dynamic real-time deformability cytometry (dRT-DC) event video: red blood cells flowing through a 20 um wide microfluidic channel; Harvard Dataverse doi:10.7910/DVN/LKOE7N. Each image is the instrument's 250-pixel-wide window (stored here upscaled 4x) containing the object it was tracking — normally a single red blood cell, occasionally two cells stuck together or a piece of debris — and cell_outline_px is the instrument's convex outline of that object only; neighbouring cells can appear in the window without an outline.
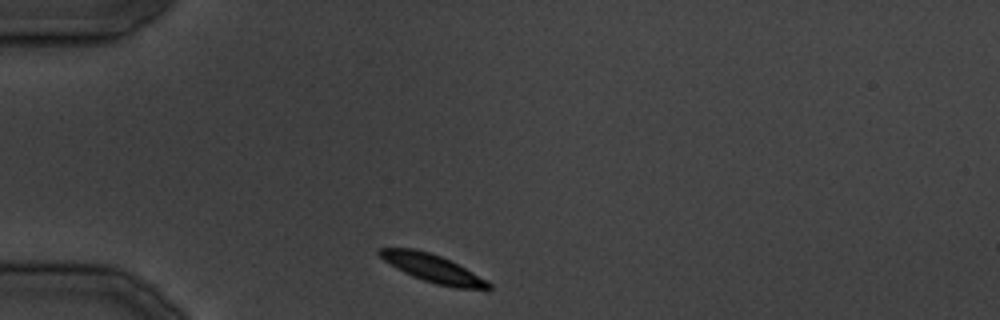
{"species": "common noctule bat (a hibernating species)", "species_latin": "Nyctalus noctula", "temperature_condition": "cold", "stored_images_in_passage": 8, "camera_frame_rate_fps": 3000, "um_per_image_px": 0.085, "animal": {"sex": "male", "body_mass_g": 19.5, "forearm_length_mm": 54.6}, "frame": {"image": 1, "passage_image": 1, "time_ms": 0.0, "image_size_px": [1000, 320], "cell_outline_px": [[492, 288], [488, 292], [456, 288], [436, 284], [412, 276], [396, 268], [384, 260], [376, 252], [376, 248], [412, 248], [428, 252], [440, 256], [472, 272], [492, 284]], "centroid_in_image_um": [36.83, 22.85], "position_along_channel_um": 48.2, "area_um2": 17.8}}
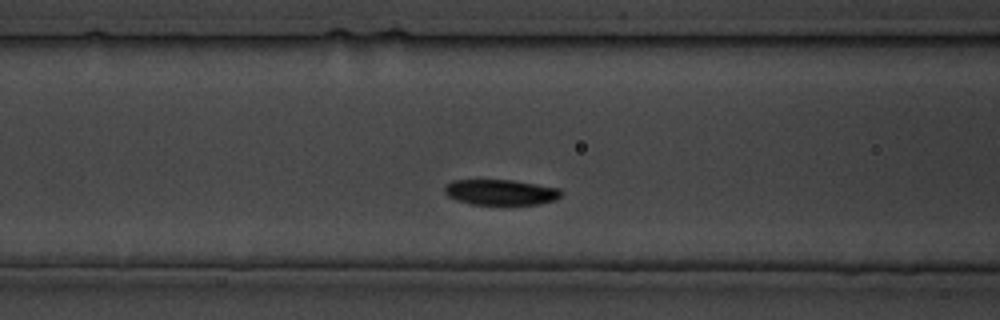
{"frame": {"image": 2, "passage_image": 7, "time_ms": 6.667, "image_size_px": [1000, 320], "cell_outline_px": [[564, 192], [560, 196], [552, 200], [536, 204], [472, 204], [456, 200], [448, 196], [444, 192], [444, 188], [452, 180], [512, 180], [560, 188]], "centroid_in_image_um": [42.55, 16.33], "position_along_channel_um": 124.1, "area_um2": 17.17}}